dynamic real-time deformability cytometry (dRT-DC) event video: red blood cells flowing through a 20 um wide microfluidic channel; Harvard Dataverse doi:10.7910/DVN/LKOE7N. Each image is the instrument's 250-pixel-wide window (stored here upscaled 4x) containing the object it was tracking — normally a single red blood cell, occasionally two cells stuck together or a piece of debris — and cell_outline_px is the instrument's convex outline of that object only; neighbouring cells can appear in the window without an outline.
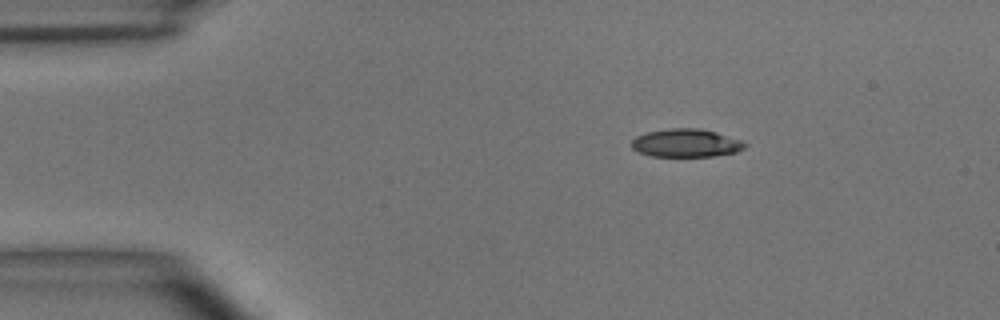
{"species": "common noctule bat (a hibernating species)", "species_latin": "Nyctalus noctula", "temperature_condition": "room temperature", "stored_images_in_passage": 3, "camera_frame_rate_fps": 3000, "um_per_image_px": 0.085, "animal": {"sex": "male", "body_mass_g": 15.6}, "frame": {"image": 1, "passage_image": 1, "time_ms": 0.0, "image_size_px": [1000, 320], "cell_outline_px": [[748, 144], [744, 148], [736, 152], [712, 156], [652, 156], [640, 152], [632, 148], [632, 140], [636, 136], [648, 132], [672, 128], [696, 128], [716, 132], [744, 140]], "centroid_in_image_um": [58.36, 12.15], "position_along_channel_um": 26.6, "area_um2": 18.5}}
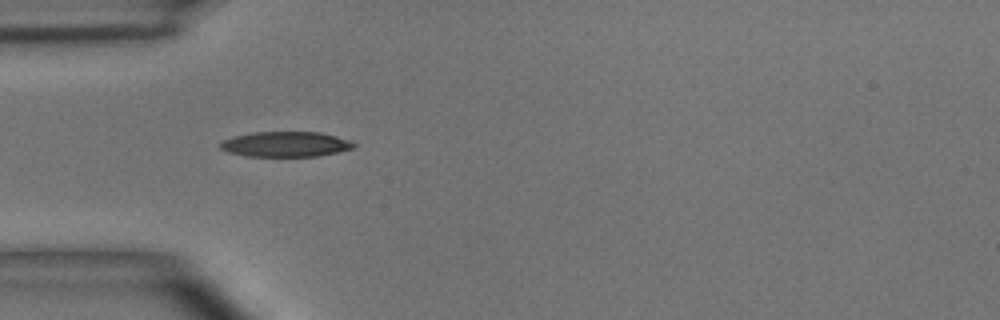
{"frame": {"image": 2, "passage_image": 3, "time_ms": 2.333, "image_size_px": [1000, 320], "cell_outline_px": [[356, 144], [352, 148], [320, 156], [244, 156], [228, 152], [220, 148], [220, 144], [224, 140], [236, 136], [256, 132], [320, 132], [352, 140]], "centroid_in_image_um": [24.31, 12.26], "position_along_channel_um": 60.7, "area_um2": 19.48}}